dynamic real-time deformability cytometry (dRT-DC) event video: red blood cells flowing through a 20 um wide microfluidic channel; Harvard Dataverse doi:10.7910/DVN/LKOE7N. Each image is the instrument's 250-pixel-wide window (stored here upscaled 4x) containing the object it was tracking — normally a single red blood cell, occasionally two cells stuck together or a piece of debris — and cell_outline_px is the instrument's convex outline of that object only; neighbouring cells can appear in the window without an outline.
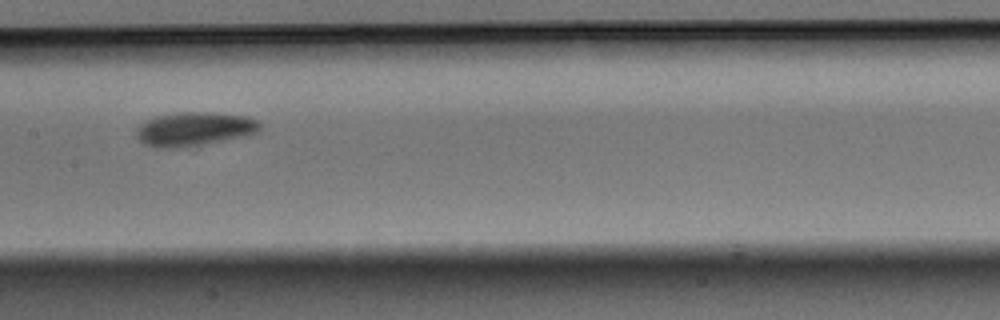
{"species": "Egyptian fruit bat (a non-hibernating species)", "species_latin": "Rousettus aegyptiacus", "temperature_condition": "warm", "stored_images_in_passage": 11, "camera_frame_rate_fps": 3000, "um_per_image_px": 0.085, "animal": {"sex": "male"}, "frame": {"image": 1, "passage_image": 4, "time_ms": 1.0, "image_size_px": [1000, 320], "cell_outline_px": [[260, 128], [256, 132], [244, 136], [184, 148], [156, 148], [144, 144], [136, 136], [136, 132], [140, 124], [144, 120], [156, 116], [176, 112], [204, 112], [248, 116], [256, 120], [260, 124]], "centroid_in_image_um": [16.46, 10.97], "position_along_channel_um": 190.9, "area_um2": 24.45}}
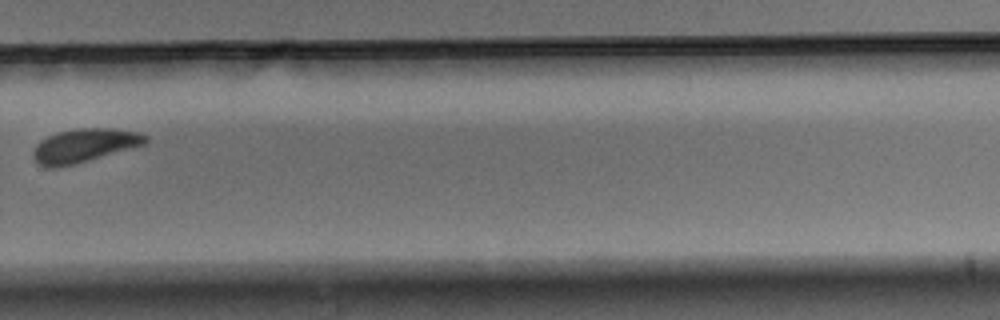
{"frame": {"image": 2, "passage_image": 7, "time_ms": 2.0, "image_size_px": [1000, 320], "cell_outline_px": [[148, 140], [144, 144], [132, 148], [76, 164], [60, 168], [44, 168], [36, 164], [32, 156], [32, 152], [36, 144], [40, 140], [48, 136], [60, 132], [80, 128], [112, 128], [140, 132], [148, 136]], "centroid_in_image_um": [7.12, 12.39], "position_along_channel_um": 322.7, "area_um2": 22.31}}
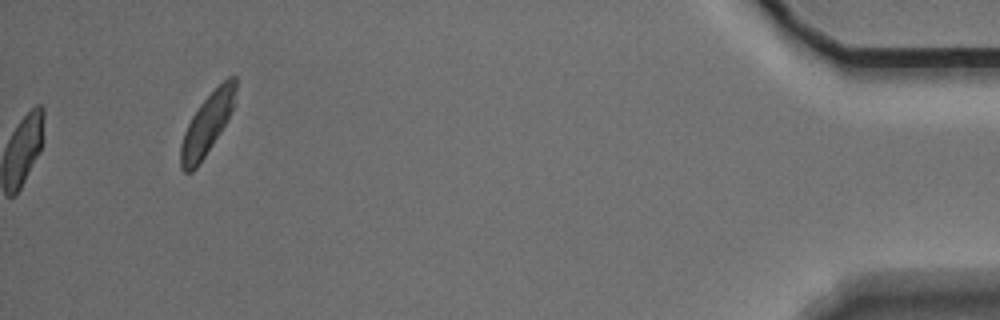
{"frame": {"image": 3, "passage_image": 11, "time_ms": 3.333, "image_size_px": [1000, 320], "cell_outline_px": [[236, 88], [232, 108], [220, 132], [196, 168], [192, 172], [184, 172], [180, 168], [180, 144], [184, 132], [192, 116], [200, 104], [228, 76], [236, 76]], "centroid_in_image_um": [17.56, 10.58], "position_along_channel_um": 417.6, "area_um2": 18.9}}